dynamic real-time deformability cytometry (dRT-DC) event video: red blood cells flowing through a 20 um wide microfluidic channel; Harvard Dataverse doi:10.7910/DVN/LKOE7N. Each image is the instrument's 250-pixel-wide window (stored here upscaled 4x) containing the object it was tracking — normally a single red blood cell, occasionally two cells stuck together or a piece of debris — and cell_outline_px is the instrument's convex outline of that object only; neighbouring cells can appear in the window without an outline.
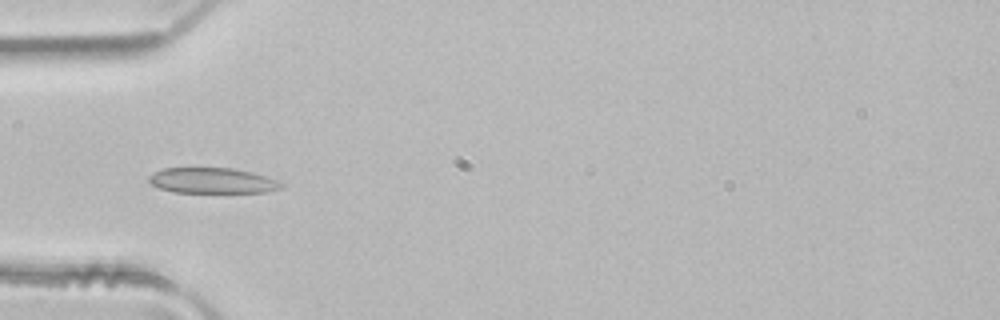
{"species": "common noctule bat (a hibernating species)", "species_latin": "Nyctalus noctula", "temperature_condition": "room temperature", "stored_images_in_passage": 5, "camera_frame_rate_fps": 3000, "um_per_image_px": 0.085, "animal": {"sex": "male", "body_mass_g": 21.5, "forearm_length_mm": 52.0}, "frame": {"image": 1, "passage_image": 5, "time_ms": 1.333, "image_size_px": [1000, 320], "cell_outline_px": [[284, 188], [268, 192], [172, 192], [160, 188], [152, 184], [148, 180], [148, 176], [152, 172], [164, 168], [232, 168], [252, 172], [276, 180], [284, 184]], "centroid_in_image_um": [18.04, 15.35], "position_along_channel_um": 67.0, "area_um2": 19.71}}